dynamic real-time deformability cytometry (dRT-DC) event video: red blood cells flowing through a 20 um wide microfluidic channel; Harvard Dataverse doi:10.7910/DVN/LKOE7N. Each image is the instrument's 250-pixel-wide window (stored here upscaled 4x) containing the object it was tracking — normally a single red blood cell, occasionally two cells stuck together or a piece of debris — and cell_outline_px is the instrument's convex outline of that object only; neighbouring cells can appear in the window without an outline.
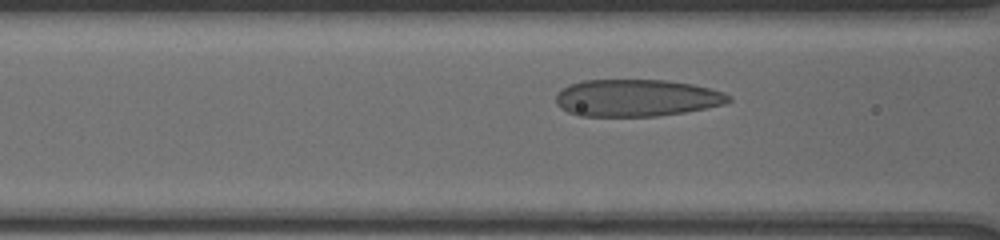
{"species": "human", "species_latin": "Homo sapiens", "temperature_condition": "cold", "stored_images_in_passage": 41, "camera_frame_rate_fps": 3000, "um_per_image_px": 0.085, "donor": {"sex": "male"}, "frame": {"image": 1, "passage_image": 29, "time_ms": 4.333, "image_size_px": [1000, 240], "cell_outline_px": [[732, 100], [724, 104], [684, 112], [656, 116], [580, 116], [568, 112], [560, 108], [556, 104], [556, 92], [568, 84], [584, 80], [668, 80], [692, 84], [724, 92], [732, 96]], "centroid_in_image_um": [54.08, 8.32], "position_along_channel_um": 112.5, "area_um2": 37.51}}
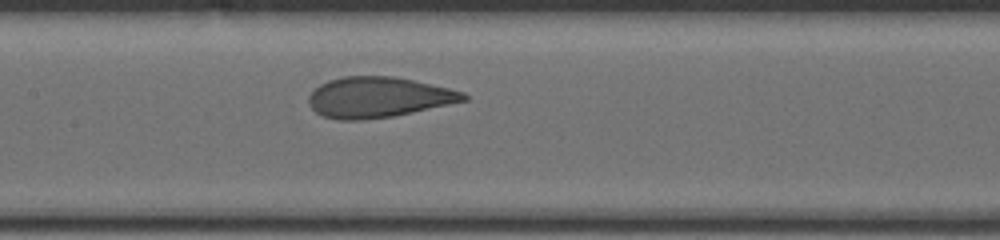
{"frame": {"image": 2, "passage_image": 40, "time_ms": 6.0, "image_size_px": [1000, 240], "cell_outline_px": [[468, 100], [392, 116], [364, 120], [340, 120], [320, 116], [308, 104], [308, 96], [320, 84], [328, 80], [344, 76], [396, 76], [448, 88], [464, 92], [468, 96]], "centroid_in_image_um": [32.12, 8.27], "position_along_channel_um": 175.3, "area_um2": 36.53}}